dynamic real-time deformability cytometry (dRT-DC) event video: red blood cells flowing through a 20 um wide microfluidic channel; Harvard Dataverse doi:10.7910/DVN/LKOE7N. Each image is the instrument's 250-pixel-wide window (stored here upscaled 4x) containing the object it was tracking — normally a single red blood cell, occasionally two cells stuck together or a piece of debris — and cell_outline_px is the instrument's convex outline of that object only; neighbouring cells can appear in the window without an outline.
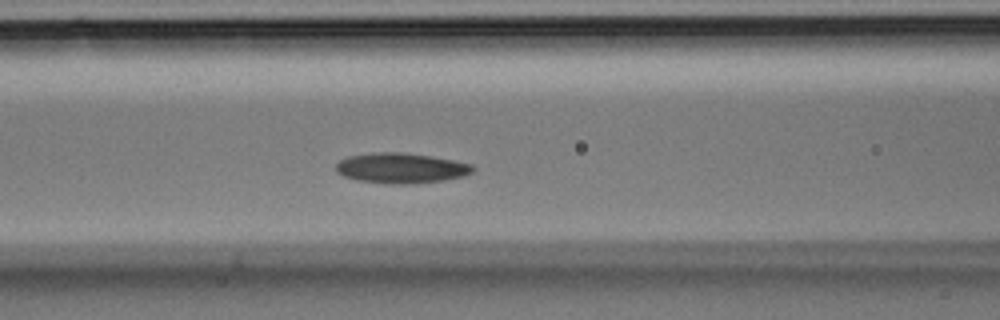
{"species": "Egyptian fruit bat (a non-hibernating species)", "species_latin": "Rousettus aegyptiacus", "temperature_condition": "room temperature", "stored_images_in_passage": 34, "camera_frame_rate_fps": 3000, "um_per_image_px": 0.085, "animal": {"sex": "male"}, "frame": {"image": 1, "passage_image": 12, "time_ms": 3.667, "image_size_px": [1000, 320], "cell_outline_px": [[476, 168], [472, 172], [464, 176], [444, 180], [408, 184], [392, 184], [356, 180], [344, 176], [336, 172], [336, 164], [340, 160], [348, 156], [376, 152], [400, 152], [432, 156], [472, 164]], "centroid_in_image_um": [34.09, 14.29], "position_along_channel_um": 132.5, "area_um2": 24.16}}
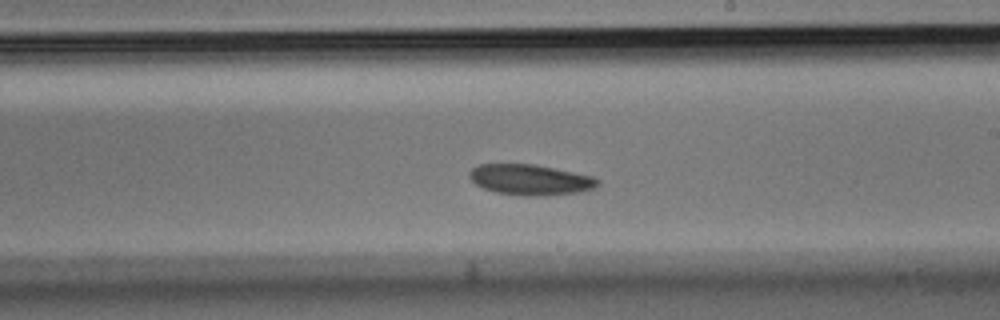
{"frame": {"image": 2, "passage_image": 18, "time_ms": 5.667, "image_size_px": [1000, 320], "cell_outline_px": [[600, 184], [596, 188], [576, 192], [528, 196], [496, 192], [484, 188], [476, 184], [468, 176], [468, 172], [472, 168], [480, 164], [536, 164], [596, 176], [600, 180]], "centroid_in_image_um": [45.11, 15.25], "position_along_channel_um": 243.9, "area_um2": 22.89}}
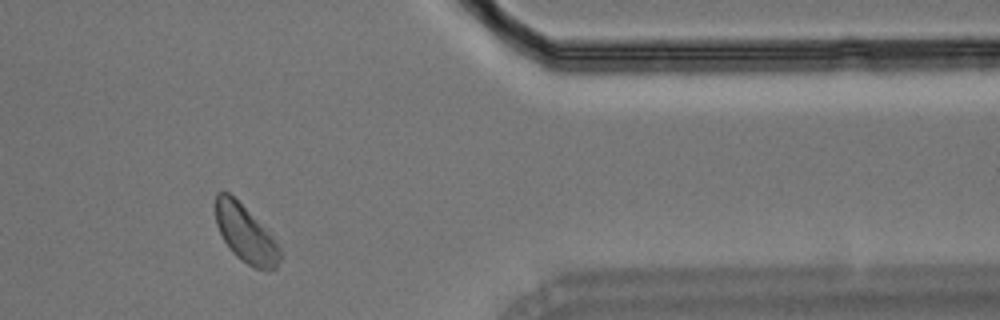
{"frame": {"image": 3, "passage_image": 27, "time_ms": 8.667, "image_size_px": [1000, 320], "cell_outline_px": [[284, 256], [276, 268], [272, 272], [268, 272], [256, 268], [240, 260], [228, 248], [216, 224], [216, 192], [228, 192], [248, 212], [280, 248]], "centroid_in_image_um": [20.88, 19.97], "position_along_channel_um": 390.5, "area_um2": 20.92}}